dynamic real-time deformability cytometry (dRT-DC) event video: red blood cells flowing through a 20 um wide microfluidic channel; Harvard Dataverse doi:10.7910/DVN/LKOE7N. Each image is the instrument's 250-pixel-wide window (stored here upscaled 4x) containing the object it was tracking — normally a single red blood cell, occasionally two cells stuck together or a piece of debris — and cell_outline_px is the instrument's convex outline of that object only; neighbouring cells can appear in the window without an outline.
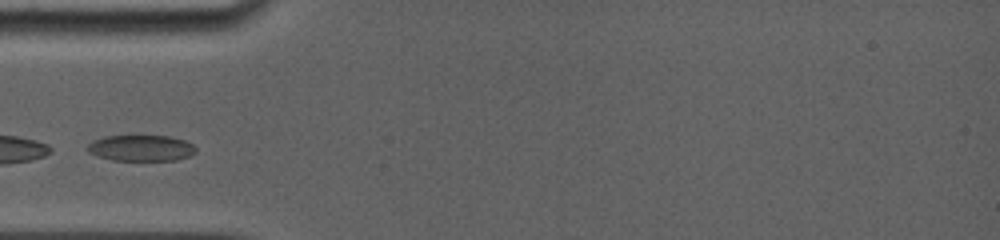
{"species": "common noctule bat (a hibernating species)", "species_latin": "Nyctalus noctula", "temperature_condition": "room temperature", "stored_images_in_passage": 14, "camera_frame_rate_fps": 5000, "um_per_image_px": 0.085, "animal": {"sex": "female", "body_mass_g": 19.0, "forearm_length_mm": 56.7}, "frame": {"image": 1, "passage_image": 1, "time_ms": 0.0, "image_size_px": [1000, 240], "cell_outline_px": [[196, 152], [188, 156], [176, 160], [112, 160], [96, 156], [88, 152], [84, 148], [92, 140], [108, 136], [168, 136], [184, 140], [192, 144], [196, 148]], "centroid_in_image_um": [11.94, 12.59], "position_along_channel_um": 73.1, "area_um2": 16.47}}
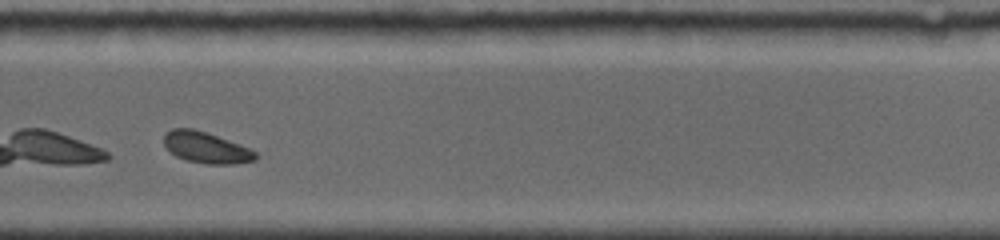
{"frame": {"image": 2, "passage_image": 10, "time_ms": 6.2, "image_size_px": [1000, 240], "cell_outline_px": [[256, 160], [236, 164], [204, 164], [188, 160], [176, 156], [164, 144], [164, 136], [172, 128], [192, 128], [216, 136], [248, 148], [256, 152]], "centroid_in_image_um": [17.52, 12.56], "position_along_channel_um": 312.3, "area_um2": 16.24}}
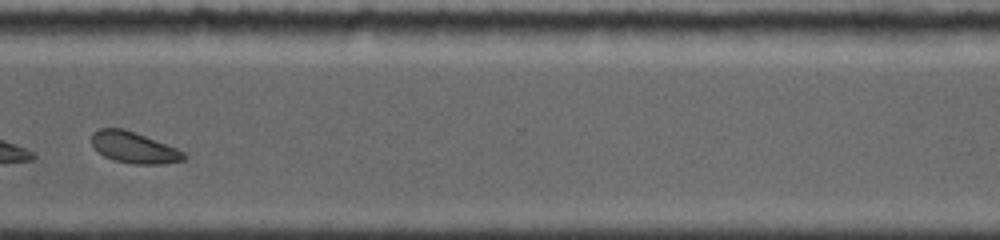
{"frame": {"image": 3, "passage_image": 12, "time_ms": 7.4, "image_size_px": [1000, 240], "cell_outline_px": [[188, 156], [184, 160], [164, 164], [132, 164], [112, 160], [104, 156], [92, 144], [92, 132], [100, 128], [124, 128], [176, 148], [184, 152]], "centroid_in_image_um": [11.39, 12.55], "position_along_channel_um": 359.2, "area_um2": 16.76}}